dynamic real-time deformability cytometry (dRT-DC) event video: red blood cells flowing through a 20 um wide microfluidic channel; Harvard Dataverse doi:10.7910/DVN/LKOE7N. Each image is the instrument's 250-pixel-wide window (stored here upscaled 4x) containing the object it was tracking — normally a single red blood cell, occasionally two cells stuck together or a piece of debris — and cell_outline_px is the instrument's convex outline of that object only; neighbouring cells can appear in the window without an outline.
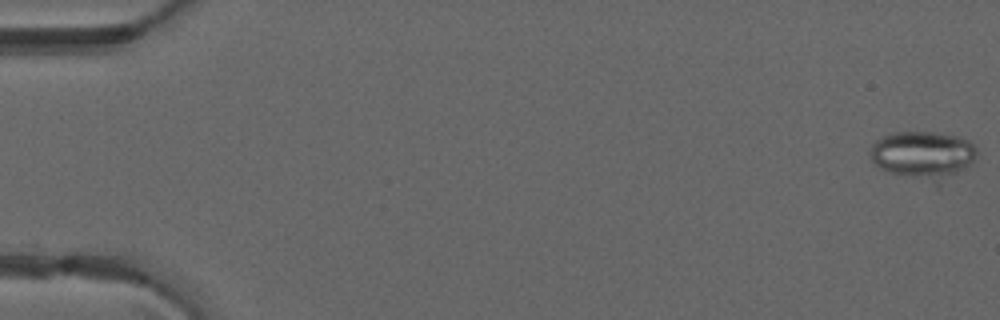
{"species": "common noctule bat (a hibernating species)", "species_latin": "Nyctalus noctula", "temperature_condition": "warm", "stored_images_in_passage": 3, "camera_frame_rate_fps": 3000, "um_per_image_px": 0.085, "animal": {"sex": "male", "forearm_length_mm": 52.5}, "frame": {"image": 1, "passage_image": 1, "time_ms": 0.0, "image_size_px": [1000, 320], "cell_outline_px": [[976, 156], [964, 168], [936, 188], [880, 168], [872, 160], [868, 152], [872, 144], [876, 140], [892, 132], [932, 132], [956, 136], [968, 140], [976, 144]], "centroid_in_image_um": [78.45, 13.23], "position_along_channel_um": 6.5, "area_um2": 30.4}}